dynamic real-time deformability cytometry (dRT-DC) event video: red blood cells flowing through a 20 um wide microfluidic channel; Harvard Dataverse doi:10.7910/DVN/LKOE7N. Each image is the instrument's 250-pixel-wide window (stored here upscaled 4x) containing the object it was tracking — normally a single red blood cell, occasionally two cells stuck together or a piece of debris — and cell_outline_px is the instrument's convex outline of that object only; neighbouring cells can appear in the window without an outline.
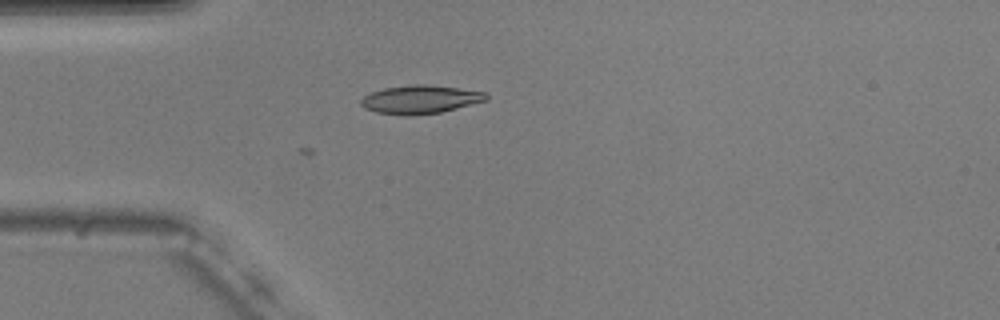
{"species": "common noctule bat (a hibernating species)", "species_latin": "Nyctalus noctula", "temperature_condition": "warm", "stored_images_in_passage": 7, "camera_frame_rate_fps": 3000, "um_per_image_px": 0.085, "animal": {"sex": "male", "body_mass_g": 20.5, "forearm_length_mm": 52.5}, "frame": {"image": 1, "passage_image": 1, "time_ms": 0.0, "image_size_px": [1000, 320], "cell_outline_px": [[488, 100], [440, 112], [404, 116], [376, 112], [364, 108], [360, 104], [360, 100], [364, 96], [372, 92], [384, 88], [412, 84], [424, 84], [488, 92]], "centroid_in_image_um": [35.71, 8.45], "position_along_channel_um": 49.3, "area_um2": 20.63}}
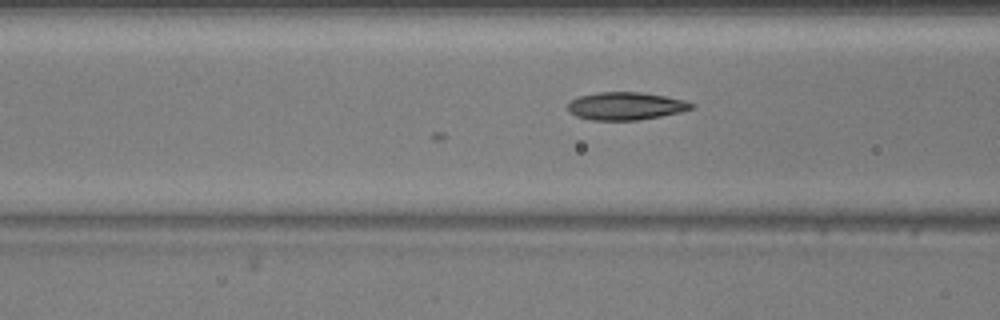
{"frame": {"image": 2, "passage_image": 7, "time_ms": 2.0, "image_size_px": [1000, 320], "cell_outline_px": [[696, 104], [692, 108], [680, 112], [640, 120], [592, 120], [576, 116], [568, 112], [568, 104], [572, 100], [580, 96], [600, 92], [640, 92], [664, 96], [684, 100]], "centroid_in_image_um": [53.18, 9.02], "position_along_channel_um": 113.4, "area_um2": 19.88}}